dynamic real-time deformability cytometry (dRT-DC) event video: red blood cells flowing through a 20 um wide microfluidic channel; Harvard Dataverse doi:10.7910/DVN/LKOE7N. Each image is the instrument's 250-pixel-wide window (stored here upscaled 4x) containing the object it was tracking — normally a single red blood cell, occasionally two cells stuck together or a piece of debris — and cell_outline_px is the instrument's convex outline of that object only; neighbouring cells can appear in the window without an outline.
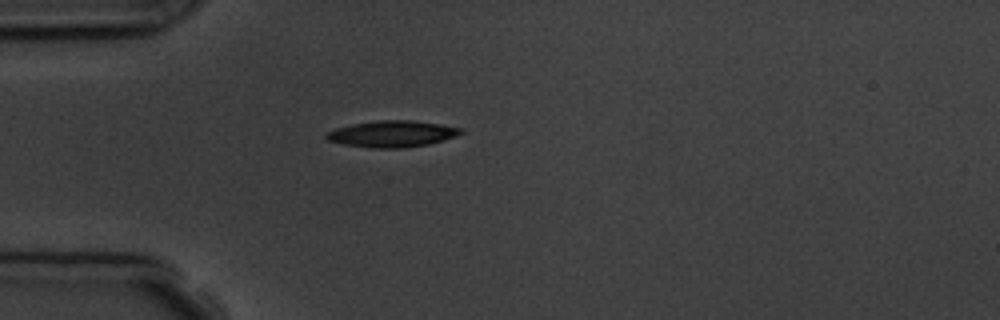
{"species": "common noctule bat (a hibernating species)", "species_latin": "Nyctalus noctula", "temperature_condition": "room temperature", "stored_images_in_passage": 1, "camera_frame_rate_fps": 3000, "um_per_image_px": 0.085, "animal": {"sex": "male", "body_mass_g": 19.5, "forearm_length_mm": 54.6}, "frame": {"image": 1, "passage_image": 1, "time_ms": 0.0, "image_size_px": [1000, 320], "cell_outline_px": [[464, 132], [428, 144], [404, 148], [372, 148], [344, 144], [328, 140], [324, 136], [328, 132], [336, 128], [352, 124], [376, 120], [412, 120], [440, 124], [464, 128]], "centroid_in_image_um": [33.31, 11.37], "position_along_channel_um": 51.7, "area_um2": 20.52}}